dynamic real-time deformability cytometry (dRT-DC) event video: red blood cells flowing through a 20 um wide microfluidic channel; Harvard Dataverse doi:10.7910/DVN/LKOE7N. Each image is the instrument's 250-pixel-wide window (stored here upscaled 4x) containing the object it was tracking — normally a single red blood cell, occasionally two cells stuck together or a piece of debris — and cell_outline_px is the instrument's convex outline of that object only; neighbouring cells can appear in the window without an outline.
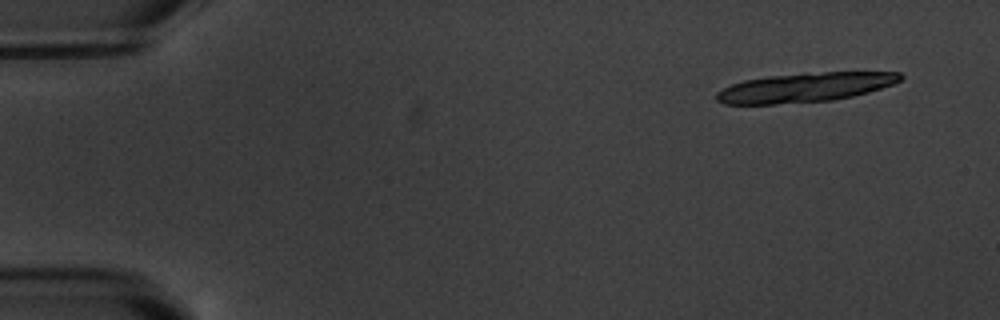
{"species": "common noctule bat (a hibernating species)", "species_latin": "Nyctalus noctula", "temperature_condition": "warm", "stored_images_in_passage": 5, "camera_frame_rate_fps": 3000, "um_per_image_px": 0.085, "animal": {"sex": "male", "body_mass_g": 20.1, "forearm_length_mm": 53.5}, "frame": {"image": 1, "passage_image": 1, "time_ms": 0.0, "image_size_px": [1000, 320], "cell_outline_px": [[904, 76], [900, 80], [892, 84], [868, 92], [852, 96], [832, 100], [776, 104], [724, 104], [716, 100], [716, 92], [732, 84], [744, 80], [768, 76], [804, 72], [900, 72]], "centroid_in_image_um": [68.41, 7.42], "position_along_channel_um": 16.6, "area_um2": 31.39}}
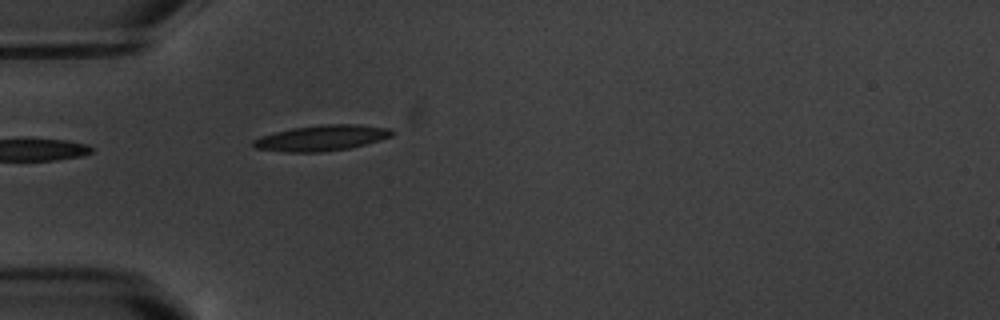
{"frame": {"image": 2, "passage_image": 5, "time_ms": 4.667, "image_size_px": [1000, 320], "cell_outline_px": [[396, 132], [392, 136], [380, 140], [348, 148], [320, 152], [288, 152], [256, 148], [252, 144], [252, 140], [260, 136], [292, 128], [324, 124], [360, 124], [388, 128]], "centroid_in_image_um": [27.35, 11.72], "position_along_channel_um": 57.6, "area_um2": 20.63}}